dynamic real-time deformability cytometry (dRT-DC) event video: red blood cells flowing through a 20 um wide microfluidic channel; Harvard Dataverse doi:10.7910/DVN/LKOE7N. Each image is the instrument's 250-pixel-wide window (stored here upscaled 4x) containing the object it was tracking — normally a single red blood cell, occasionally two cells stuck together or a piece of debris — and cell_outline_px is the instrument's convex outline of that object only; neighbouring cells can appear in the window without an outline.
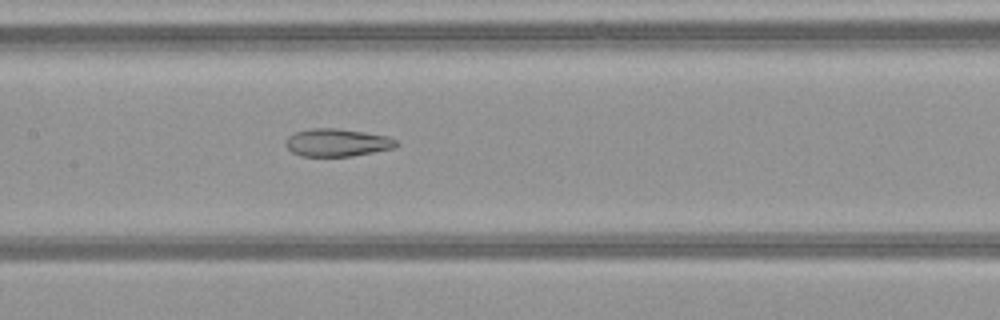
{"species": "common noctule bat (a hibernating species)", "species_latin": "Nyctalus noctula", "temperature_condition": "warm", "stored_images_in_passage": 46, "camera_frame_rate_fps": 3000, "um_per_image_px": 0.085, "animal": {"sex": "female", "body_mass_g": 21.9}, "frame": {"image": 1, "passage_image": 21, "time_ms": 6.667, "image_size_px": [1000, 320], "cell_outline_px": [[400, 144], [396, 148], [352, 156], [300, 156], [292, 152], [284, 144], [284, 140], [292, 132], [312, 128], [336, 128], [364, 132], [388, 136], [396, 140]], "centroid_in_image_um": [28.64, 12.12], "position_along_channel_um": 178.8, "area_um2": 18.15}}
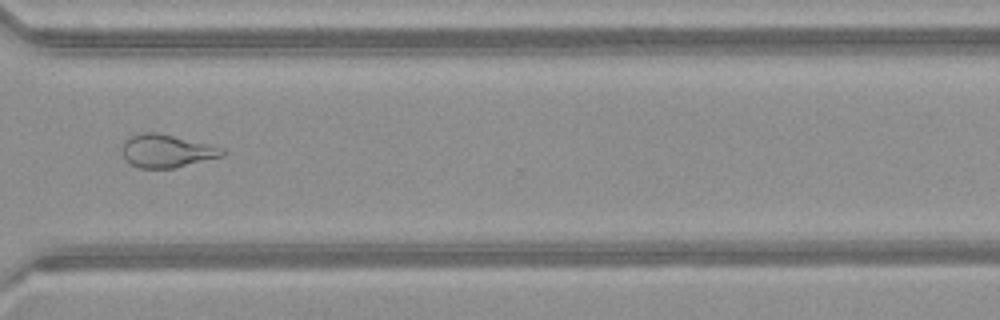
{"frame": {"image": 2, "passage_image": 34, "time_ms": 11.0, "image_size_px": [1000, 320], "cell_outline_px": [[224, 156], [176, 168], [140, 168], [124, 160], [124, 140], [132, 136], [144, 132], [156, 132], [208, 144], [224, 148]], "centroid_in_image_um": [14.19, 12.84], "position_along_channel_um": 356.4, "area_um2": 19.07}}
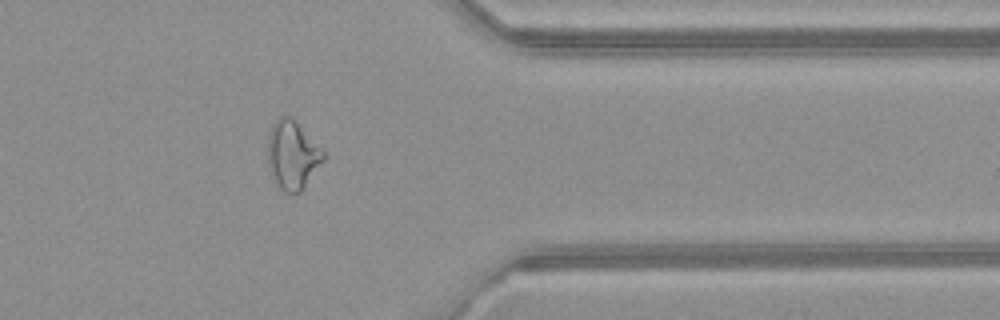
{"frame": {"image": 3, "passage_image": 37, "time_ms": 12.0, "image_size_px": [1000, 320], "cell_outline_px": [[324, 160], [304, 188], [300, 192], [284, 192], [276, 188], [272, 176], [268, 160], [268, 136], [272, 124], [280, 116], [288, 116], [324, 152]], "centroid_in_image_um": [24.82, 13.24], "position_along_channel_um": 386.6, "area_um2": 21.68}, "authors_computed_cell_mechanics": {"area_um2": 22.3686, "velocity_mm_per_s": 4.1136, "shape_relaxation_time_tau1_ms": null, "shape_relaxation_time_tau2_ms": 2.4071, "deformation_change_tau1": null, "deformation_change_tau2": 0.1201}}